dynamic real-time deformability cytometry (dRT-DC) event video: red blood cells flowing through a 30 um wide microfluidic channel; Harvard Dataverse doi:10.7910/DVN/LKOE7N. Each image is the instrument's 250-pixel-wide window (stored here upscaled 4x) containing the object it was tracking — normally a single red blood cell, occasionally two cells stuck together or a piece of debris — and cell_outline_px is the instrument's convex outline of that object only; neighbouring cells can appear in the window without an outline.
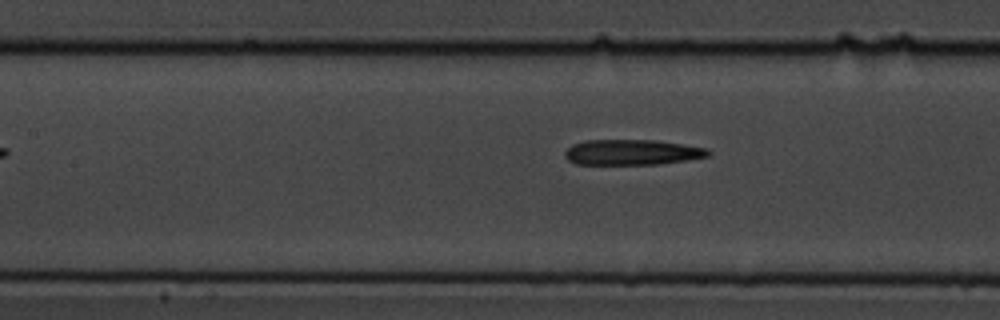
{"species": "common noctule bat (a hibernating species)", "species_latin": "Nyctalus noctula", "temperature_condition": "cold", "stored_images_in_passage": 7, "camera_frame_rate_fps": 3000, "um_per_image_px": 0.085, "animal": {"sex": "male", "body_mass_g": 19.5, "forearm_length_mm": 54.6}, "frame": {"image": 1, "passage_image": 7, "time_ms": 7.0, "image_size_px": [1000, 320], "cell_outline_px": [[712, 152], [708, 156], [688, 160], [656, 164], [576, 164], [568, 160], [564, 156], [564, 152], [572, 144], [584, 140], [652, 140], [708, 148]], "centroid_in_image_um": [53.7, 12.94], "position_along_channel_um": 153.7, "area_um2": 21.21}}